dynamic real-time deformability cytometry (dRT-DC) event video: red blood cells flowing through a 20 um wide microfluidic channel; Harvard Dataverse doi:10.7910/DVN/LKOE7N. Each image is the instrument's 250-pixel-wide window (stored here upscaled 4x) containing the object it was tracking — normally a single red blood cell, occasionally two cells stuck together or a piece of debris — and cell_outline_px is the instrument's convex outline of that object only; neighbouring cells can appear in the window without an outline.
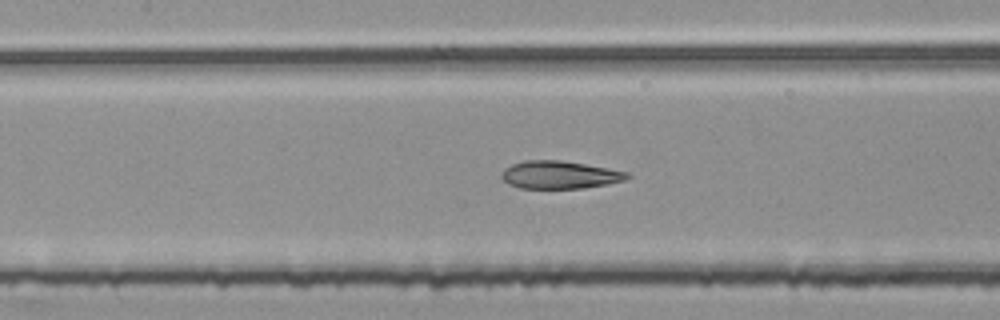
{"species": "common noctule bat (a hibernating species)", "species_latin": "Nyctalus noctula", "temperature_condition": "room temperature", "stored_images_in_passage": 54, "camera_frame_rate_fps": 3000, "um_per_image_px": 0.085, "animal": {"sex": "female", "body_mass_g": 25.1}, "frame": {"image": 1, "passage_image": 25, "time_ms": 8.0, "image_size_px": [1000, 320], "cell_outline_px": [[632, 176], [624, 180], [608, 184], [584, 188], [520, 188], [508, 184], [500, 176], [504, 168], [512, 164], [524, 160], [560, 160], [608, 168], [628, 172]], "centroid_in_image_um": [47.56, 14.86], "position_along_channel_um": 159.8, "area_um2": 20.35}}
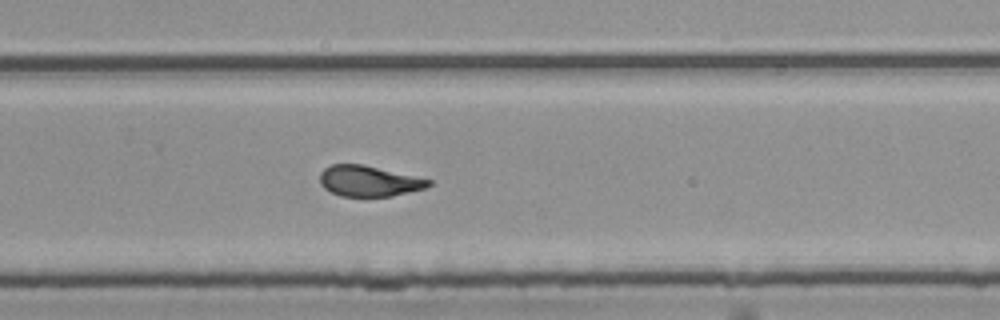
{"frame": {"image": 2, "passage_image": 36, "time_ms": 11.667, "image_size_px": [1000, 320], "cell_outline_px": [[432, 184], [424, 188], [392, 196], [340, 196], [324, 188], [320, 184], [320, 172], [324, 168], [332, 164], [364, 164], [432, 180]], "centroid_in_image_um": [31.33, 15.38], "position_along_channel_um": 298.5, "area_um2": 19.42}}
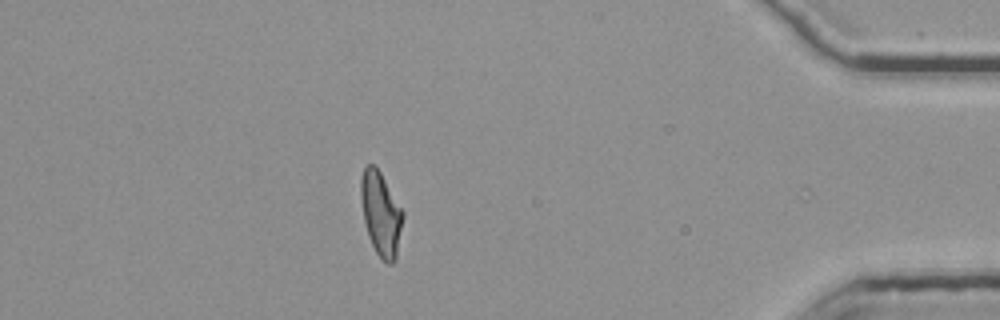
{"frame": {"image": 3, "passage_image": 48, "time_ms": 15.667, "image_size_px": [1000, 320], "cell_outline_px": [[404, 216], [396, 260], [392, 264], [388, 264], [380, 260], [368, 236], [364, 220], [360, 196], [360, 180], [364, 168], [368, 164], [376, 164], [404, 212]], "centroid_in_image_um": [32.38, 18.18], "position_along_channel_um": 402.8, "area_um2": 20.87}, "authors_computed_cell_mechanics": {"area_um2": 20.8947, "velocity_mm_per_s": 3.7956, "shape_relaxation_time_tau1_ms": null, "shape_relaxation_time_tau2_ms": 1.4126, "deformation_change_tau1": null, "deformation_change_tau2": 0.0915}}